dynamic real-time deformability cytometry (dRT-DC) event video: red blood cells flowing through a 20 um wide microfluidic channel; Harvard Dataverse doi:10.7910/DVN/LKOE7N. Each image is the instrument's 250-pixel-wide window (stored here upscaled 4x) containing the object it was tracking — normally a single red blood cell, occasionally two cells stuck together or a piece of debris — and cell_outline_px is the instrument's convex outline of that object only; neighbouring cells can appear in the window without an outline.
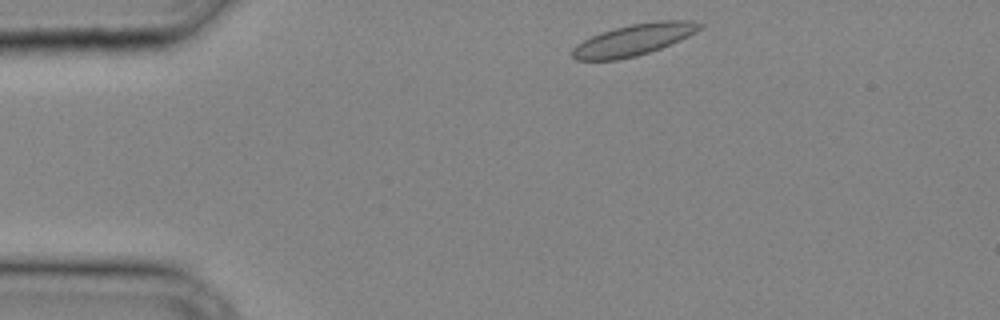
{"species": "common noctule bat (a hibernating species)", "species_latin": "Nyctalus noctula", "temperature_condition": "cold", "stored_images_in_passage": 26, "camera_frame_rate_fps": 3000, "um_per_image_px": 0.085, "animal": {"sex": "male", "body_mass_g": 20.4}, "frame": {"image": 1, "passage_image": 1, "time_ms": 0.0, "image_size_px": [1000, 320], "cell_outline_px": [[704, 24], [696, 32], [680, 40], [660, 48], [636, 56], [616, 60], [576, 60], [572, 56], [572, 48], [576, 44], [600, 32], [632, 24], [656, 20], [692, 20]], "centroid_in_image_um": [53.87, 3.37], "position_along_channel_um": 31.1, "area_um2": 23.24}}
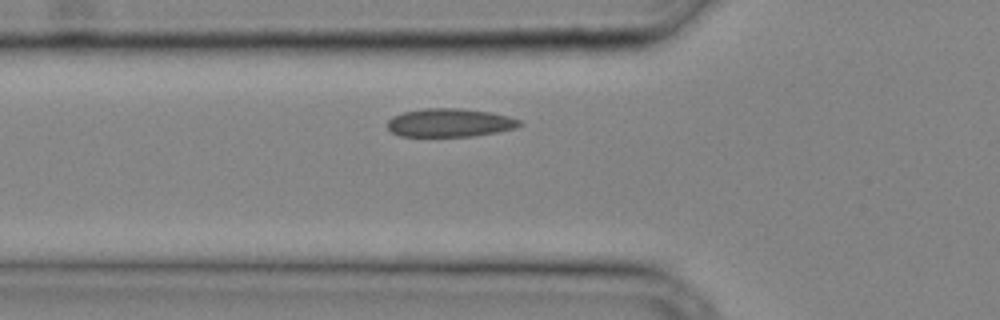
{"frame": {"image": 2, "passage_image": 7, "time_ms": 2.0, "image_size_px": [1000, 320], "cell_outline_px": [[524, 124], [516, 128], [496, 132], [472, 136], [400, 136], [392, 132], [388, 128], [388, 120], [392, 116], [404, 112], [424, 108], [456, 108], [488, 112], [508, 116], [520, 120]], "centroid_in_image_um": [38.23, 10.43], "position_along_channel_um": 87.6, "area_um2": 21.73}}
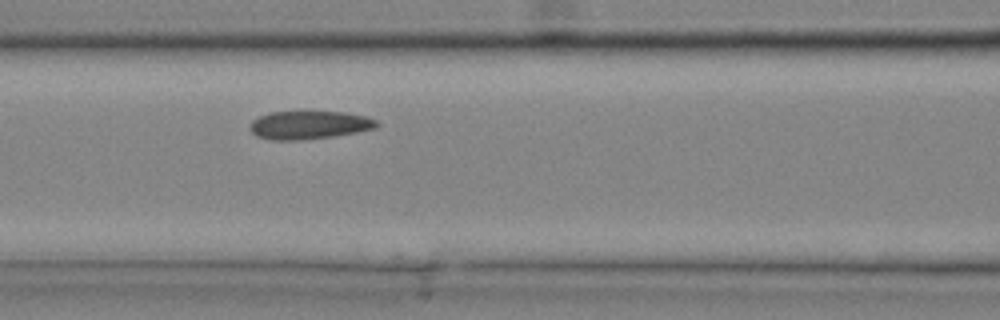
{"frame": {"image": 3, "passage_image": 10, "time_ms": 3.0, "image_size_px": [1000, 320], "cell_outline_px": [[380, 124], [376, 128], [356, 132], [332, 136], [300, 140], [272, 140], [256, 136], [248, 128], [252, 120], [260, 116], [272, 112], [344, 112], [364, 116], [376, 120]], "centroid_in_image_um": [26.25, 10.63], "position_along_channel_um": 140.3, "area_um2": 20.69}}